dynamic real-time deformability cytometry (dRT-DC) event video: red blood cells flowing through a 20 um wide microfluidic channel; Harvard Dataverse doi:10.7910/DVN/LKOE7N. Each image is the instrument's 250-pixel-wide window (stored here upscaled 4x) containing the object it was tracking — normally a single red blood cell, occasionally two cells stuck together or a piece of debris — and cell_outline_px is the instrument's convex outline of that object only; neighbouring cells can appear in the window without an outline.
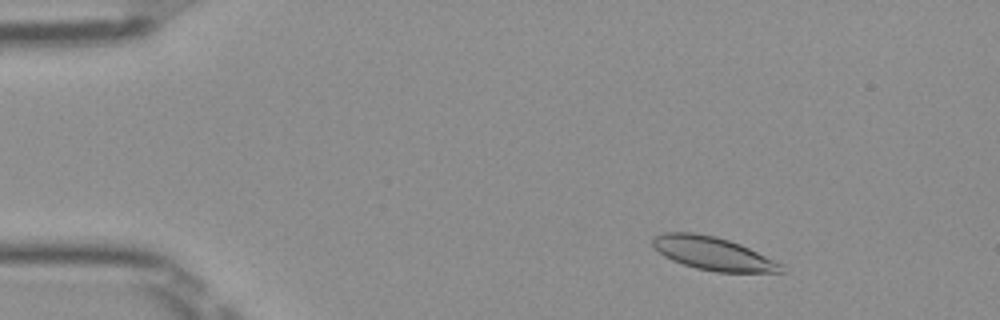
{"species": "Egyptian fruit bat (a non-hibernating species)", "species_latin": "Rousettus aegyptiacus", "temperature_condition": "room temperature", "stored_images_in_passage": 47, "camera_frame_rate_fps": 3000, "um_per_image_px": 0.085, "frame": {"image": 1, "passage_image": 3, "time_ms": 0.667, "image_size_px": [1000, 320], "cell_outline_px": [[788, 272], [716, 272], [696, 268], [672, 260], [664, 256], [652, 244], [652, 236], [664, 232], [696, 232], [716, 236], [740, 244], [784, 264]], "centroid_in_image_um": [60.64, 21.54], "position_along_channel_um": 24.4, "area_um2": 25.03}}
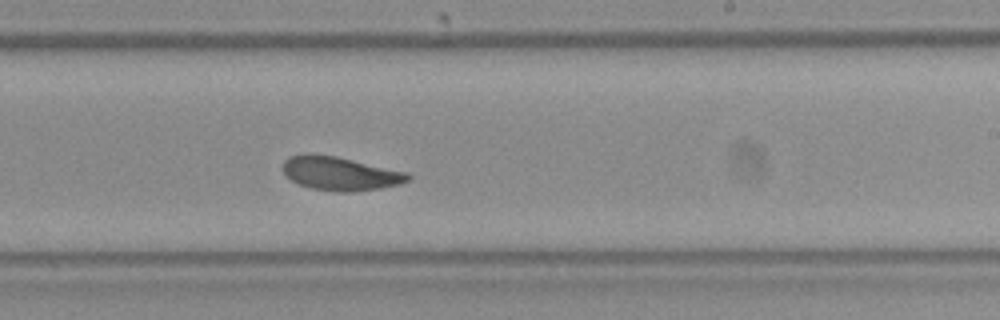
{"frame": {"image": 2, "passage_image": 27, "time_ms": 8.667, "image_size_px": [1000, 320], "cell_outline_px": [[412, 180], [400, 184], [380, 188], [352, 192], [336, 192], [312, 188], [300, 184], [292, 180], [280, 168], [284, 160], [288, 156], [304, 152], [312, 152], [336, 156], [408, 172], [412, 176]], "centroid_in_image_um": [28.9, 14.72], "position_along_channel_um": 260.1, "area_um2": 25.03}}
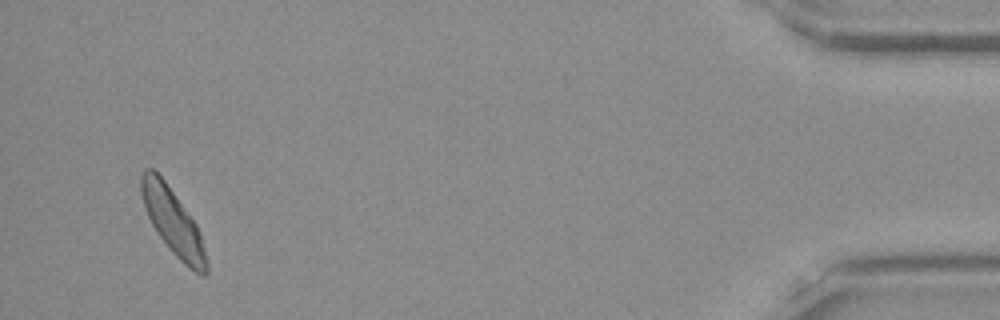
{"frame": {"image": 3, "passage_image": 45, "time_ms": 14.667, "image_size_px": [1000, 320], "cell_outline_px": [[208, 272], [204, 276], [200, 276], [188, 268], [172, 252], [160, 236], [152, 224], [148, 216], [140, 192], [140, 176], [144, 168], [152, 168], [164, 180], [196, 224], [200, 232], [208, 264]], "centroid_in_image_um": [14.7, 18.87], "position_along_channel_um": 420.5, "area_um2": 24.74}, "authors_computed_cell_mechanics": {"area_um2": 24.7384, "velocity_mm_per_s": 3.9412, "shape_relaxation_time_tau1_ms": 3.1458, "shape_relaxation_time_tau2_ms": 2.2164, "deformation_change_tau1": 0.0948, "deformation_change_tau2": 0.0861}}